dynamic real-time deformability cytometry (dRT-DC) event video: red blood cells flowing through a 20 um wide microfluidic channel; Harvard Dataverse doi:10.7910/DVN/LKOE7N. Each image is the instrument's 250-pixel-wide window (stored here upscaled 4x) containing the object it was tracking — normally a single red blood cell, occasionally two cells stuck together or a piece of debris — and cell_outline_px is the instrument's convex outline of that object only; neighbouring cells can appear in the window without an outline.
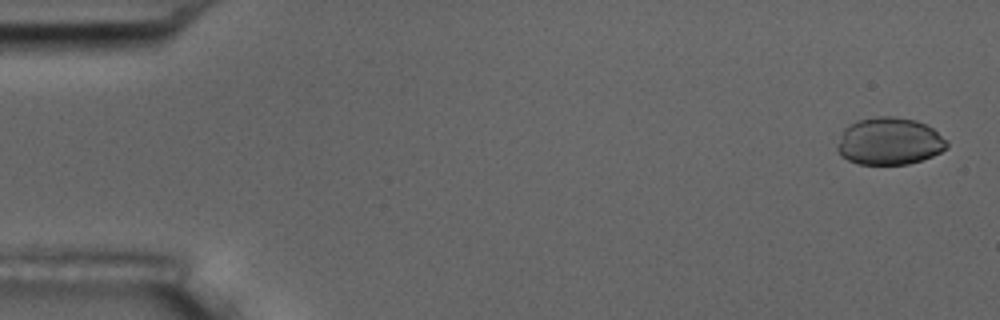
{"species": "common noctule bat (a hibernating species)", "species_latin": "Nyctalus noctula", "temperature_condition": "room temperature", "stored_images_in_passage": 5, "camera_frame_rate_fps": 3000, "um_per_image_px": 0.085, "animal": {"sex": "male", "body_mass_g": 17.5, "forearm_length_mm": 52.3}, "frame": {"image": 1, "passage_image": 1, "time_ms": 0.0, "image_size_px": [1000, 320], "cell_outline_px": [[948, 148], [932, 156], [908, 164], [860, 164], [848, 160], [840, 156], [836, 148], [844, 128], [856, 120], [876, 116], [892, 116], [916, 120], [932, 128], [948, 140]], "centroid_in_image_um": [75.59, 12.0], "position_along_channel_um": 9.4, "area_um2": 30.29}}